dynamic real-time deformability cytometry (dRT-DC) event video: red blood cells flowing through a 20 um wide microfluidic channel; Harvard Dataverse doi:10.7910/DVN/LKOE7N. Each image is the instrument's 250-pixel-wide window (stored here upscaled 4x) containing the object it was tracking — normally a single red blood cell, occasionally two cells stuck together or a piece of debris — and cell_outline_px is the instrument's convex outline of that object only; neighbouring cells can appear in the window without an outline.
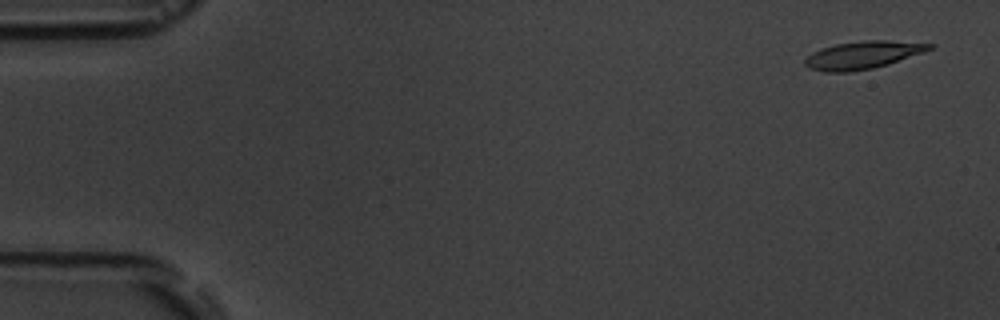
{"species": "common noctule bat (a hibernating species)", "species_latin": "Nyctalus noctula", "temperature_condition": "room temperature", "stored_images_in_passage": 5, "camera_frame_rate_fps": 3000, "um_per_image_px": 0.085, "animal": {"sex": "male", "body_mass_g": 19.5, "forearm_length_mm": 54.6}, "frame": {"image": 1, "passage_image": 1, "time_ms": 0.0, "image_size_px": [1000, 320], "cell_outline_px": [[936, 44], [932, 48], [924, 52], [888, 64], [872, 68], [848, 72], [824, 72], [808, 68], [804, 64], [804, 60], [812, 52], [820, 48], [836, 44], [864, 40], [884, 40]], "centroid_in_image_um": [73.31, 4.68], "position_along_channel_um": 11.7, "area_um2": 20.06}}
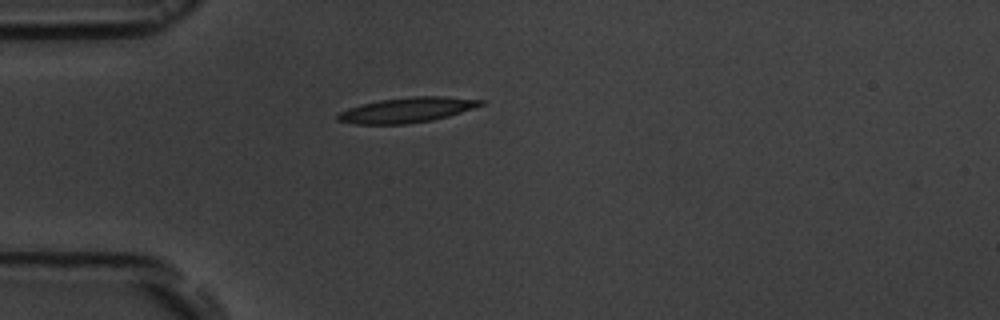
{"frame": {"image": 2, "passage_image": 5, "time_ms": 4.333, "image_size_px": [1000, 320], "cell_outline_px": [[488, 100], [484, 104], [448, 116], [432, 120], [408, 124], [356, 124], [336, 120], [336, 116], [340, 112], [348, 108], [380, 100], [412, 96], [444, 96]], "centroid_in_image_um": [34.62, 9.34], "position_along_channel_um": 50.4, "area_um2": 20.87}}